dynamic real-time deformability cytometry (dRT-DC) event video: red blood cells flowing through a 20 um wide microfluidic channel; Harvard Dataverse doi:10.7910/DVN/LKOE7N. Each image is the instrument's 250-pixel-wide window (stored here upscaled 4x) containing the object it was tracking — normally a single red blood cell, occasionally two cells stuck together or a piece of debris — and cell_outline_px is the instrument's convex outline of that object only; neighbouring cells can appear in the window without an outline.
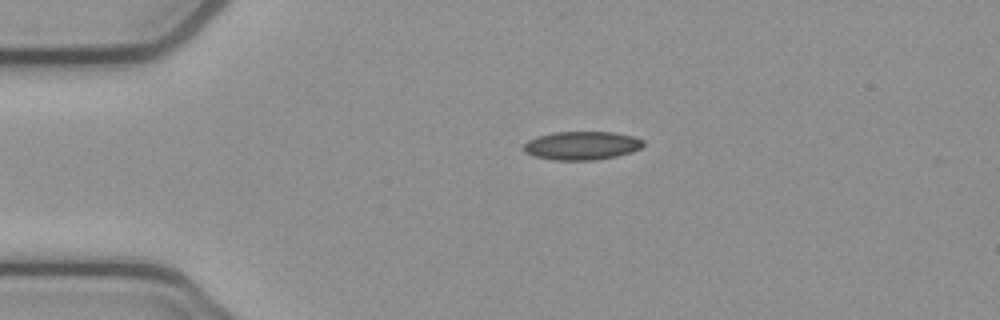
{"species": "common noctule bat (a hibernating species)", "species_latin": "Nyctalus noctula", "temperature_condition": "cold", "stored_images_in_passage": 39, "camera_frame_rate_fps": 3000, "um_per_image_px": 0.085, "animal": {"sex": "female", "body_mass_g": 21.9}, "frame": {"image": 1, "passage_image": 1, "time_ms": 0.0, "image_size_px": [1000, 320], "cell_outline_px": [[644, 144], [640, 148], [632, 152], [616, 156], [596, 160], [556, 160], [532, 156], [524, 152], [520, 148], [528, 140], [536, 136], [552, 132], [612, 132], [632, 136], [644, 140]], "centroid_in_image_um": [49.4, 12.37], "position_along_channel_um": 35.6, "area_um2": 20.06}}
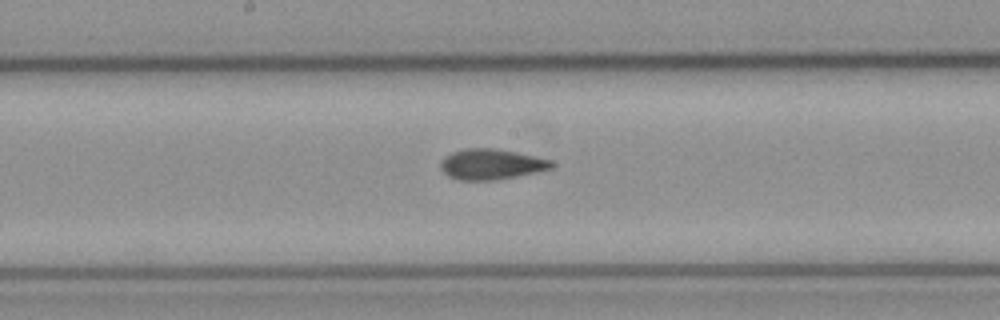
{"frame": {"image": 2, "passage_image": 17, "time_ms": 5.333, "image_size_px": [1000, 320], "cell_outline_px": [[556, 164], [552, 168], [536, 172], [516, 176], [492, 180], [460, 180], [448, 176], [440, 168], [440, 160], [444, 156], [452, 152], [464, 148], [496, 148], [516, 152], [552, 160]], "centroid_in_image_um": [41.74, 13.95], "position_along_channel_um": 206.5, "area_um2": 19.83}}
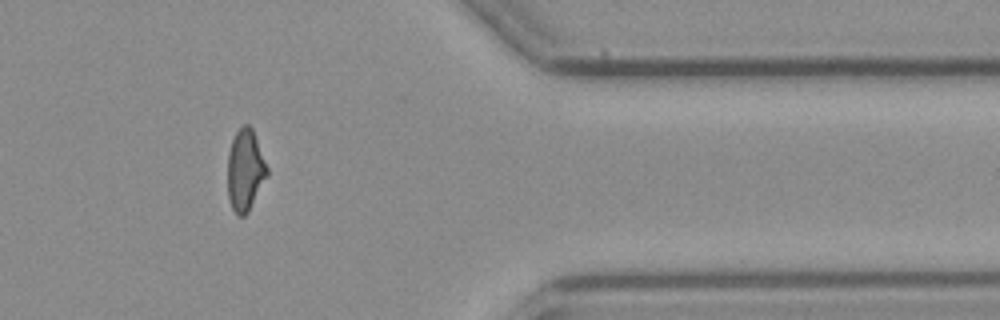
{"frame": {"image": 3, "passage_image": 33, "time_ms": 10.667, "image_size_px": [1000, 320], "cell_outline_px": [[268, 172], [248, 212], [244, 216], [236, 216], [232, 208], [228, 196], [228, 152], [232, 140], [236, 132], [244, 124], [248, 124], [252, 128], [268, 168]], "centroid_in_image_um": [20.82, 14.47], "position_along_channel_um": 390.6, "area_um2": 18.5}, "authors_computed_cell_mechanics": {"area_um2": 19.652, "velocity_mm_per_s": 3.887, "shape_relaxation_time_tau1_ms": null, "shape_relaxation_time_tau2_ms": 2.1385, "deformation_change_tau1": null, "deformation_change_tau2": 0.086}}